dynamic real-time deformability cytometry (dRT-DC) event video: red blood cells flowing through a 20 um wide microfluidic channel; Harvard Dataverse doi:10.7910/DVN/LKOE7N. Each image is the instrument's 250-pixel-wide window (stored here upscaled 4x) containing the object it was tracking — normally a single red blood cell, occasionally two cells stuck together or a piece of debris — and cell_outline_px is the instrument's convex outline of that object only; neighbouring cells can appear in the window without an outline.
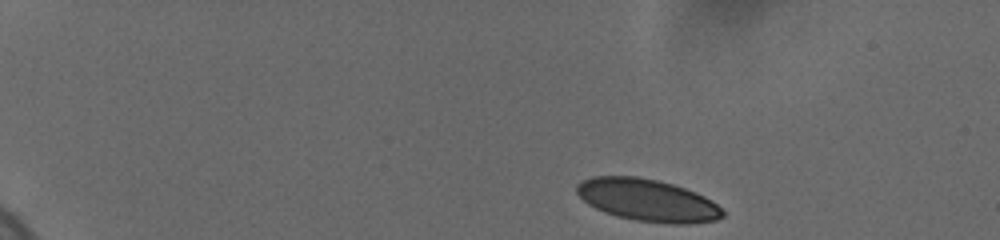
{"species": "human", "species_latin": "Homo sapiens", "temperature_condition": "cold", "stored_images_in_passage": 11, "camera_frame_rate_fps": 3000, "um_per_image_px": 0.085, "donor": {"sex": "female"}, "frame": {"image": 1, "passage_image": 1, "time_ms": 0.0, "image_size_px": [1000, 240], "cell_outline_px": [[724, 216], [716, 220], [688, 224], [672, 224], [636, 220], [616, 216], [604, 212], [588, 204], [576, 192], [576, 184], [592, 176], [636, 176], [656, 180], [672, 184], [696, 192], [712, 200], [724, 212]], "centroid_in_image_um": [55.04, 17.02], "position_along_channel_um": 30.0, "area_um2": 35.78}}
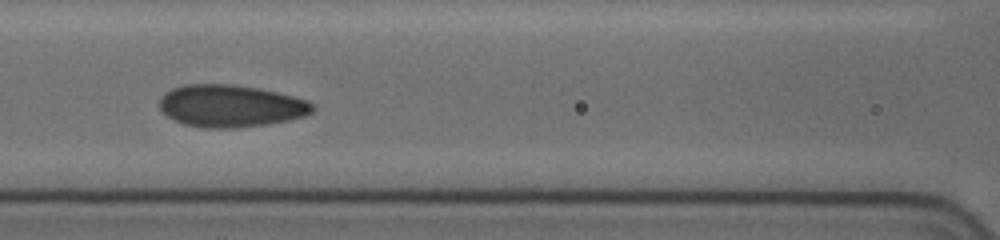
{"frame": {"image": 2, "passage_image": 8, "time_ms": 6.333, "image_size_px": [1000, 240], "cell_outline_px": [[316, 108], [312, 112], [304, 116], [288, 120], [268, 124], [240, 128], [204, 128], [184, 124], [160, 112], [160, 96], [164, 92], [172, 88], [184, 84], [228, 84], [260, 88], [308, 100], [316, 104]], "centroid_in_image_um": [19.61, 9.0], "position_along_channel_um": 147.0, "area_um2": 38.03}}
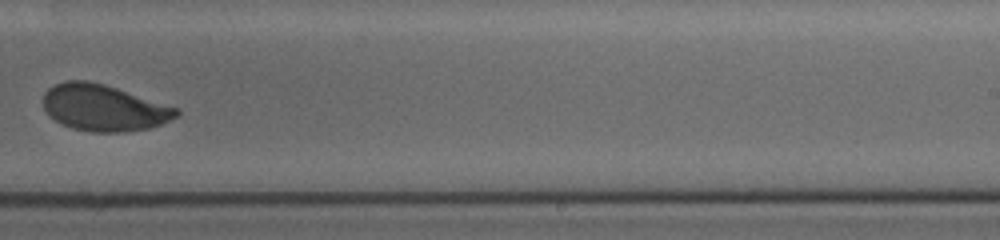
{"frame": {"image": 3, "passage_image": 11, "time_ms": 10.0, "image_size_px": [1000, 240], "cell_outline_px": [[180, 112], [176, 116], [160, 124], [148, 128], [124, 132], [92, 132], [72, 128], [60, 124], [48, 116], [44, 108], [44, 92], [48, 88], [64, 80], [88, 80], [104, 84], [180, 108]], "centroid_in_image_um": [8.79, 9.16], "position_along_channel_um": 280.2, "area_um2": 36.13}}